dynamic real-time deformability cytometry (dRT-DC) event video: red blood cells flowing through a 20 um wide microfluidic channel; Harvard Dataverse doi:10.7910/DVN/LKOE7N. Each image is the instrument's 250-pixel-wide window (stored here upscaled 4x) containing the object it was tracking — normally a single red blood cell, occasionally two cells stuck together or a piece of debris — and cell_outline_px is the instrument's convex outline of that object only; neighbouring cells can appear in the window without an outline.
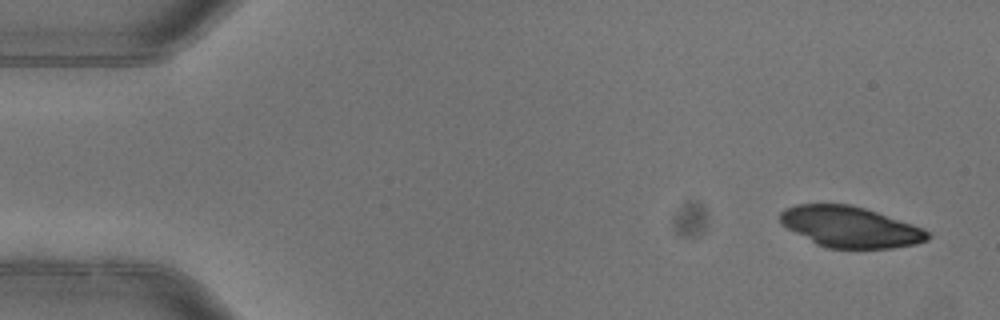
{"species": "common noctule bat (a hibernating species)", "species_latin": "Nyctalus noctula", "temperature_condition": "warm", "stored_images_in_passage": 4, "camera_frame_rate_fps": 3000, "um_per_image_px": 0.085, "animal": {"sex": "female"}, "frame": {"image": 1, "passage_image": 1, "time_ms": 0.0, "image_size_px": [1000, 320], "cell_outline_px": [[932, 236], [928, 240], [916, 244], [892, 248], [828, 248], [816, 244], [788, 228], [780, 220], [780, 212], [784, 208], [796, 204], [848, 204], [864, 208], [924, 228]], "centroid_in_image_um": [72.28, 19.29], "position_along_channel_um": 12.7, "area_um2": 34.91}}